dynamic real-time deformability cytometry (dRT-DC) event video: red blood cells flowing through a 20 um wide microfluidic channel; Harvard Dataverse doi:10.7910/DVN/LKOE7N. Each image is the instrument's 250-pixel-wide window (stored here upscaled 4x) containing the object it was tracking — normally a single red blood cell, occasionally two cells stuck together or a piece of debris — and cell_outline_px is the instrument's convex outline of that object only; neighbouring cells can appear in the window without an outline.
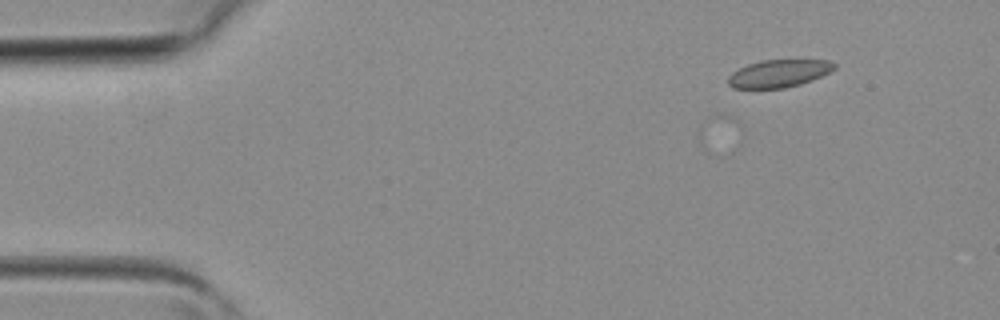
{"species": "common noctule bat (a hibernating species)", "species_latin": "Nyctalus noctula", "temperature_condition": "room temperature", "stored_images_in_passage": 3, "camera_frame_rate_fps": 3000, "um_per_image_px": 0.085, "animal": {"sex": "female", "body_mass_g": 19.3, "forearm_length_mm": 54.1}, "frame": {"image": 1, "passage_image": 1, "time_ms": 0.0, "image_size_px": [1000, 320], "cell_outline_px": [[836, 68], [812, 80], [800, 84], [784, 88], [732, 88], [728, 84], [728, 76], [732, 72], [748, 64], [764, 60], [828, 60], [836, 64]], "centroid_in_image_um": [66.18, 6.24], "position_along_channel_um": 18.8, "area_um2": 16.94}}